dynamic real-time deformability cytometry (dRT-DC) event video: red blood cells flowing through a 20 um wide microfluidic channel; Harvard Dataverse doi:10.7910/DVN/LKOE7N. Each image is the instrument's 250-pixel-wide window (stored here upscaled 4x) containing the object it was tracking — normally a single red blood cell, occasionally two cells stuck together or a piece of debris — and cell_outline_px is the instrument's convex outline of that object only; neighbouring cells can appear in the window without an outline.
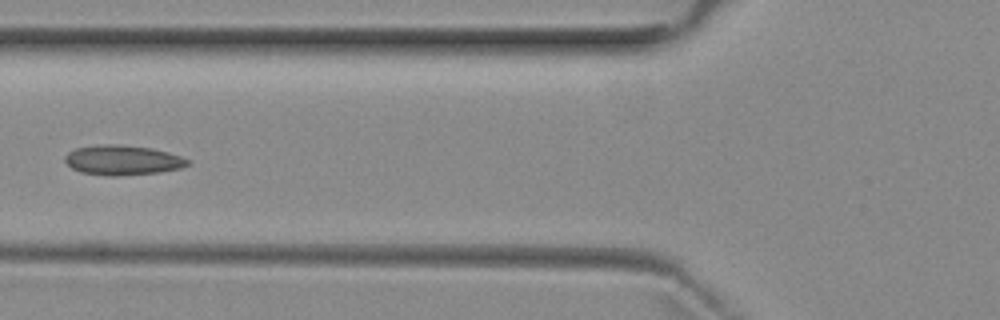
{"species": "common noctule bat (a hibernating species)", "species_latin": "Nyctalus noctula", "temperature_condition": "room temperature", "stored_images_in_passage": 6, "camera_frame_rate_fps": 3000, "um_per_image_px": 0.085, "animal": {"sex": "female", "body_mass_g": 29.2, "forearm_length_mm": 56.3}, "frame": {"image": 1, "passage_image": 5, "time_ms": 6.0, "image_size_px": [1000, 320], "cell_outline_px": [[192, 164], [180, 168], [160, 172], [116, 176], [108, 176], [80, 172], [72, 168], [64, 160], [64, 156], [68, 152], [76, 148], [104, 144], [120, 144], [152, 148], [168, 152], [180, 156], [188, 160]], "centroid_in_image_um": [10.42, 13.61], "position_along_channel_um": 115.4, "area_um2": 21.39}}
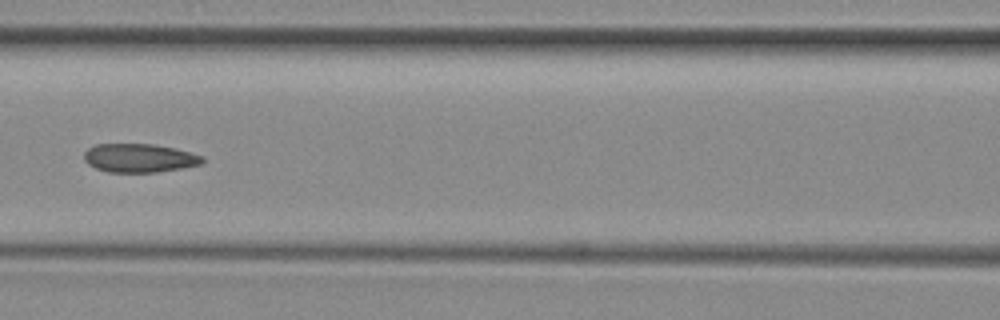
{"frame": {"image": 2, "passage_image": 6, "time_ms": 7.0, "image_size_px": [1000, 320], "cell_outline_px": [[204, 160], [200, 164], [180, 168], [156, 172], [108, 172], [96, 168], [88, 164], [84, 160], [84, 152], [88, 148], [96, 144], [152, 144], [176, 148], [204, 156]], "centroid_in_image_um": [11.83, 13.42], "position_along_channel_um": 154.8, "area_um2": 19.71}}